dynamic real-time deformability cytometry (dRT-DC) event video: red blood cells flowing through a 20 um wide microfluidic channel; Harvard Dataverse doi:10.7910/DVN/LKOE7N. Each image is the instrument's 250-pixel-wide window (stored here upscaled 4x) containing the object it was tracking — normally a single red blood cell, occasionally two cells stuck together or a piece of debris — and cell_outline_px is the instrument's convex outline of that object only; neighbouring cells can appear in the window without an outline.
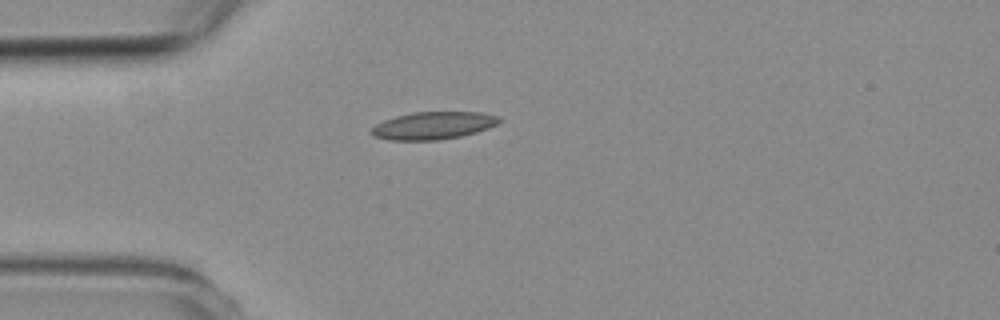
{"species": "common noctule bat (a hibernating species)", "species_latin": "Nyctalus noctula", "temperature_condition": "room temperature", "stored_images_in_passage": 3, "camera_frame_rate_fps": 3000, "um_per_image_px": 0.085, "animal": {"sex": "female", "body_mass_g": 19.3, "forearm_length_mm": 54.1}, "frame": {"image": 1, "passage_image": 3, "time_ms": 2.333, "image_size_px": [1000, 320], "cell_outline_px": [[500, 120], [496, 124], [488, 128], [476, 132], [460, 136], [440, 140], [392, 140], [376, 136], [372, 132], [372, 128], [376, 124], [384, 120], [396, 116], [412, 112], [480, 112], [500, 116]], "centroid_in_image_um": [36.85, 10.66], "position_along_channel_um": 48.1, "area_um2": 20.29}}